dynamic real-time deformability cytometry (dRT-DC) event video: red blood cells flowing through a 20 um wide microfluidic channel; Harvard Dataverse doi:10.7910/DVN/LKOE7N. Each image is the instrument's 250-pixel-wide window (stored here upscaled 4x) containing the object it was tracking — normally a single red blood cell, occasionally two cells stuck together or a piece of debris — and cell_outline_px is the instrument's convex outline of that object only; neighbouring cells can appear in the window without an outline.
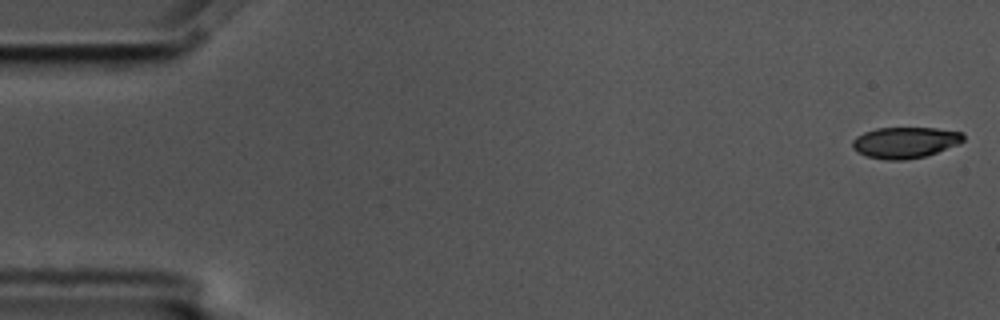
{"species": "common noctule bat (a hibernating species)", "species_latin": "Nyctalus noctula", "temperature_condition": "cold", "stored_images_in_passage": 4, "camera_frame_rate_fps": 3000, "um_per_image_px": 0.085, "animal": {"sex": "male", "body_mass_g": 17.5, "forearm_length_mm": 52.3}, "frame": {"image": 1, "passage_image": 1, "time_ms": 0.0, "image_size_px": [1000, 320], "cell_outline_px": [[964, 140], [960, 144], [924, 156], [904, 160], [888, 160], [864, 156], [856, 152], [852, 148], [852, 140], [856, 136], [864, 132], [876, 128], [936, 128], [964, 132]], "centroid_in_image_um": [76.92, 12.11], "position_along_channel_um": 8.1, "area_um2": 20.29}}